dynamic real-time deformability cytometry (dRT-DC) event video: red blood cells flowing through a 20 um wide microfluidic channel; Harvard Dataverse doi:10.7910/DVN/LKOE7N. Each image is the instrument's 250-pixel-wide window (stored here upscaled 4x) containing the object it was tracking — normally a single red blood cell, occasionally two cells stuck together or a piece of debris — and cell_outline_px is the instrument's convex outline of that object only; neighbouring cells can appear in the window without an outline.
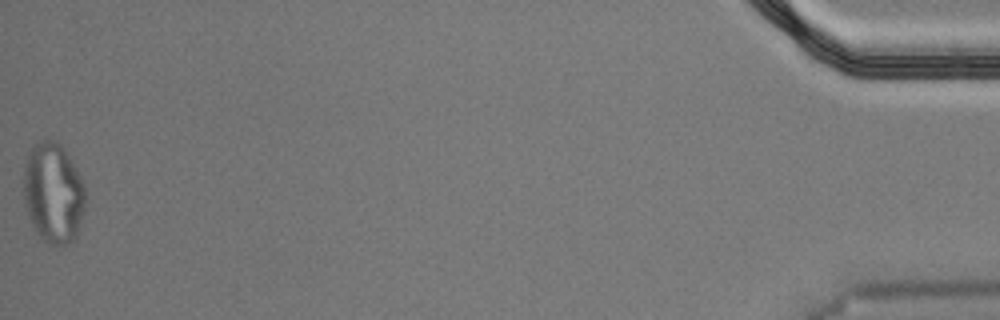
{"species": "Egyptian fruit bat (a non-hibernating species)", "species_latin": "Rousettus aegyptiacus", "temperature_condition": "cold", "stored_images_in_passage": 50, "segment_of_instrument_passage": [2, 2], "camera_frame_rate_fps": 3000, "um_per_image_px": 0.085, "animal": {"sex": "male"}, "frame": {"image": 1, "passage_image": 50, "time_ms": 16.333, "image_size_px": [1000, 320], "cell_outline_px": [[84, 208], [76, 240], [72, 244], [48, 244], [36, 232], [28, 216], [24, 200], [24, 168], [28, 156], [32, 148], [40, 140], [56, 140], [60, 144], [72, 160], [84, 184]], "centroid_in_image_um": [4.54, 16.42], "position_along_channel_um": 430.7, "area_um2": 36.07}}